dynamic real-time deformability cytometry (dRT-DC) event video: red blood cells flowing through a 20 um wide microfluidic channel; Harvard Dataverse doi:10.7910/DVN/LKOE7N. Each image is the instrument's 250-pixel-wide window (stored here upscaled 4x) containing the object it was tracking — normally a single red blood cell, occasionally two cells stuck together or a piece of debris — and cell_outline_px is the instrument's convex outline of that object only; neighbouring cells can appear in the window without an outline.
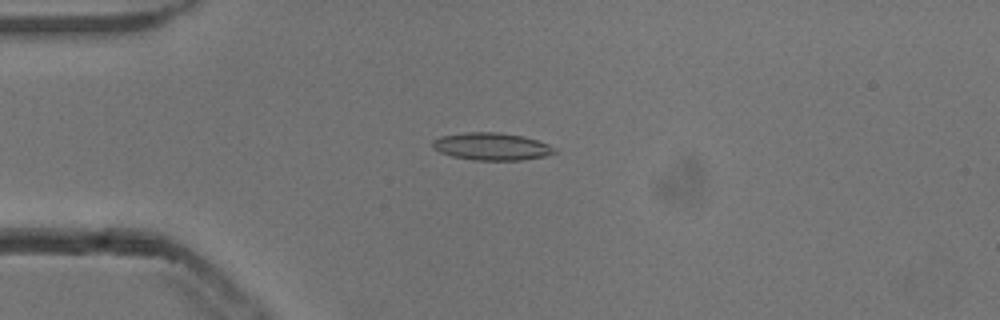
{"species": "common noctule bat (a hibernating species)", "species_latin": "Nyctalus noctula", "temperature_condition": "cold", "stored_images_in_passage": 9, "camera_frame_rate_fps": 3000, "um_per_image_px": 0.085, "animal": {"sex": "male", "body_mass_g": 13.3}, "frame": {"image": 1, "passage_image": 4, "time_ms": 1.0, "image_size_px": [1000, 320], "cell_outline_px": [[556, 152], [544, 156], [520, 160], [472, 160], [452, 156], [440, 152], [432, 148], [432, 140], [440, 136], [464, 132], [496, 132], [520, 136], [536, 140], [548, 144], [556, 148]], "centroid_in_image_um": [41.74, 12.45], "position_along_channel_um": 43.3, "area_um2": 19.42}}